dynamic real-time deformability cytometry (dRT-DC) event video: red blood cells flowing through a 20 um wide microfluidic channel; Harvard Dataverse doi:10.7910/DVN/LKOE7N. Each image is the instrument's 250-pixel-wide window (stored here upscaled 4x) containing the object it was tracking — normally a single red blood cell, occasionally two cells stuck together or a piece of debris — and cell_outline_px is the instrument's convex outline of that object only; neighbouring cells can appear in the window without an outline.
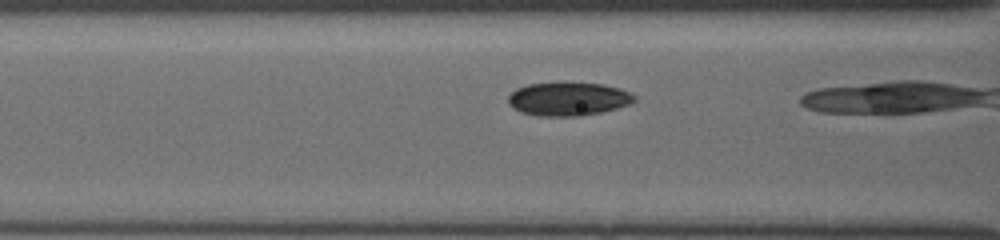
{"species": "common noctule bat (a hibernating species)", "species_latin": "Nyctalus noctula", "temperature_condition": "cold", "stored_images_in_passage": 18, "camera_frame_rate_fps": 3000, "um_per_image_px": 0.085, "animal": {"sex": "female", "body_mass_g": 19.5, "forearm_length_mm": 54.1}, "frame": {"image": 1, "passage_image": 6, "time_ms": 1.667, "image_size_px": [1000, 240], "cell_outline_px": [[636, 100], [628, 104], [616, 108], [600, 112], [580, 116], [536, 116], [520, 112], [512, 108], [508, 104], [508, 96], [516, 88], [528, 84], [604, 84], [620, 88], [636, 96]], "centroid_in_image_um": [48.26, 8.43], "position_along_channel_um": 118.3, "area_um2": 24.28}}